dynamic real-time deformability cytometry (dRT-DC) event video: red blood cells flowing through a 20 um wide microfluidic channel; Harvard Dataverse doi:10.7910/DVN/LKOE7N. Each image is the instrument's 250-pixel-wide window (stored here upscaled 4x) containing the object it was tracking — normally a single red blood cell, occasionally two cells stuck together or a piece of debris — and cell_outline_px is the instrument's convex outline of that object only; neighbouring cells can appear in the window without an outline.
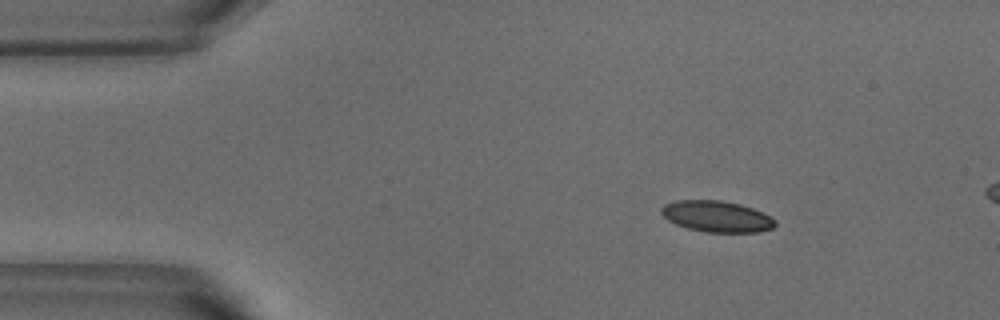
{"species": "common noctule bat (a hibernating species)", "species_latin": "Nyctalus noctula", "temperature_condition": "warm", "stored_images_in_passage": 44, "camera_frame_rate_fps": 3000, "um_per_image_px": 0.085, "animal": {"sex": "male", "body_mass_g": 18.8}, "frame": {"image": 1, "passage_image": 1, "time_ms": 0.0, "image_size_px": [1000, 320], "cell_outline_px": [[776, 224], [772, 228], [756, 232], [704, 232], [688, 228], [676, 224], [668, 220], [660, 212], [660, 208], [664, 204], [676, 200], [720, 200], [740, 204], [752, 208], [776, 220]], "centroid_in_image_um": [60.88, 18.39], "position_along_channel_um": 24.1, "area_um2": 20.58}}
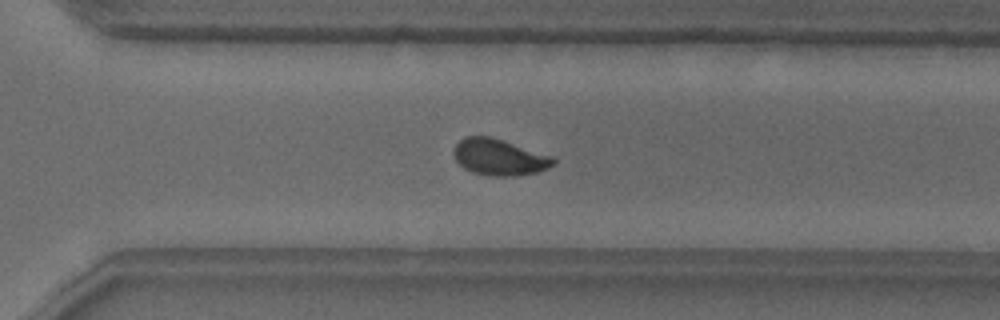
{"frame": {"image": 2, "passage_image": 30, "time_ms": 9.667, "image_size_px": [1000, 320], "cell_outline_px": [[556, 164], [540, 172], [516, 176], [492, 176], [472, 172], [464, 168], [456, 160], [452, 152], [456, 144], [464, 136], [492, 136], [552, 156], [556, 160]], "centroid_in_image_um": [42.45, 13.36], "position_along_channel_um": 328.1, "area_um2": 21.33}}
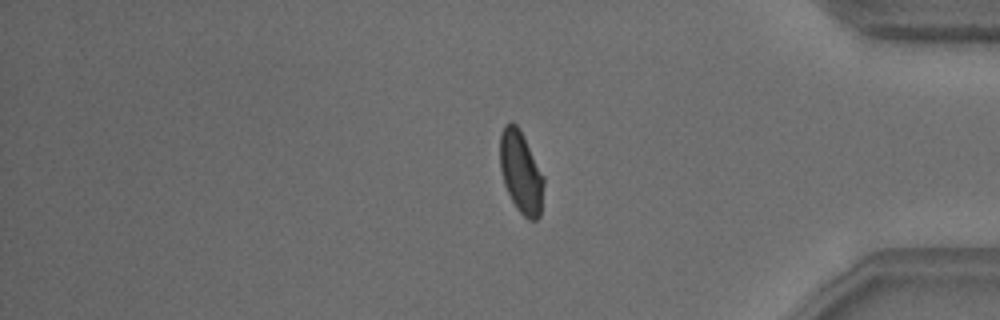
{"frame": {"image": 3, "passage_image": 37, "time_ms": 12.0, "image_size_px": [1000, 320], "cell_outline_px": [[544, 184], [540, 216], [536, 220], [528, 220], [516, 208], [504, 184], [500, 168], [500, 132], [504, 124], [508, 120], [512, 120], [520, 128], [544, 176]], "centroid_in_image_um": [44.27, 14.59], "position_along_channel_um": 390.9, "area_um2": 21.21}}